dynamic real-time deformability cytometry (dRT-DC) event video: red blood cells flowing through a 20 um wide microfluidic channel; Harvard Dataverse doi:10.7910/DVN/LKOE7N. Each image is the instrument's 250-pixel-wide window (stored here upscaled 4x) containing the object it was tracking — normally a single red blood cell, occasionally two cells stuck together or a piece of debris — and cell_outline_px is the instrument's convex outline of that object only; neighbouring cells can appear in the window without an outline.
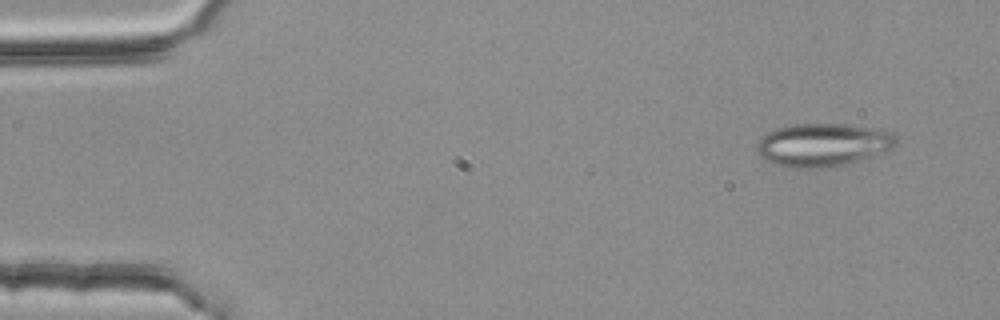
{"species": "common noctule bat (a hibernating species)", "species_latin": "Nyctalus noctula", "temperature_condition": "room temperature", "stored_images_in_passage": 3, "camera_frame_rate_fps": 3000, "um_per_image_px": 0.085, "animal": {"sex": "female", "body_mass_g": 25.1}, "frame": {"image": 1, "passage_image": 1, "time_ms": 0.0, "image_size_px": [1000, 320], "cell_outline_px": [[896, 144], [892, 148], [884, 152], [860, 160], [844, 164], [820, 168], [788, 168], [764, 160], [760, 156], [756, 148], [756, 144], [760, 136], [772, 128], [796, 124], [844, 124], [892, 132], [896, 136]], "centroid_in_image_um": [69.87, 12.31], "position_along_channel_um": 15.1, "area_um2": 35.08}}